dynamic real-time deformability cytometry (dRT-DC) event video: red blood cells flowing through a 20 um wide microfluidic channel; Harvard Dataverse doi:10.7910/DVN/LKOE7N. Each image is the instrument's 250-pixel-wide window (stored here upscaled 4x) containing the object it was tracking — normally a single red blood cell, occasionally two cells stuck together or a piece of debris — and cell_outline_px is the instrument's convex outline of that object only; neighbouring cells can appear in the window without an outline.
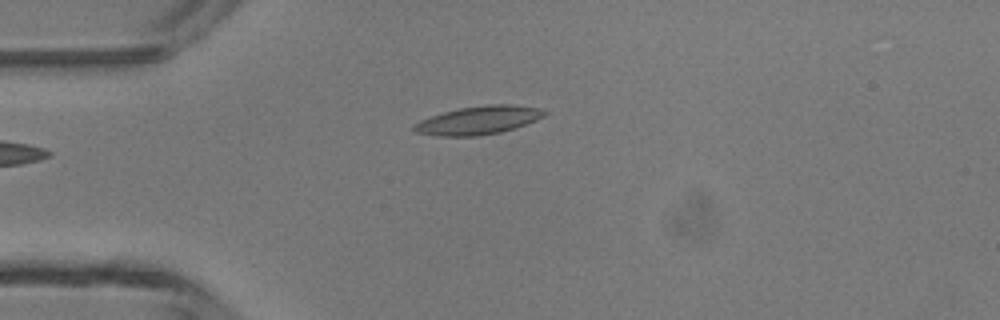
{"species": "common noctule bat (a hibernating species)", "species_latin": "Nyctalus noctula", "temperature_condition": "room temperature", "stored_images_in_passage": 32, "camera_frame_rate_fps": 3000, "um_per_image_px": 0.085, "animal": {"sex": "male", "body_mass_g": 13.3}, "frame": {"image": 1, "passage_image": 1, "time_ms": 0.0, "image_size_px": [1000, 320], "cell_outline_px": [[548, 112], [544, 116], [536, 120], [500, 132], [480, 136], [436, 136], [416, 132], [412, 128], [412, 124], [420, 120], [444, 112], [460, 108], [488, 104], [512, 104], [540, 108]], "centroid_in_image_um": [40.65, 10.22], "position_along_channel_um": 44.3, "area_um2": 21.44}}
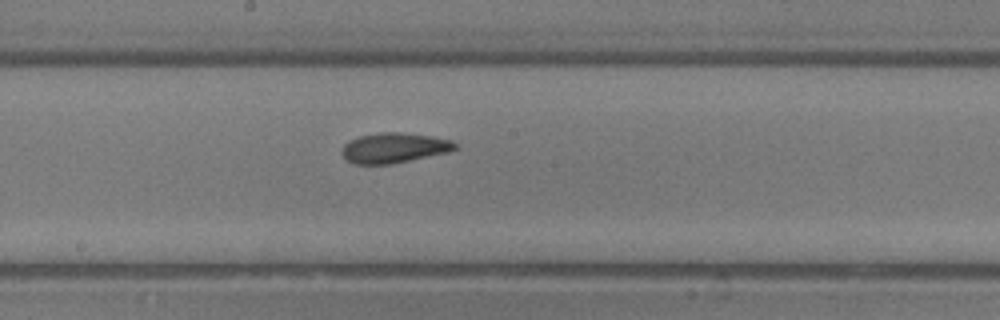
{"frame": {"image": 2, "passage_image": 14, "time_ms": 4.333, "image_size_px": [1000, 320], "cell_outline_px": [[460, 144], [456, 148], [448, 152], [392, 164], [356, 164], [348, 160], [340, 152], [344, 144], [348, 140], [360, 136], [380, 132], [400, 132], [432, 136], [452, 140]], "centroid_in_image_um": [33.51, 12.56], "position_along_channel_um": 214.7, "area_um2": 19.94}}
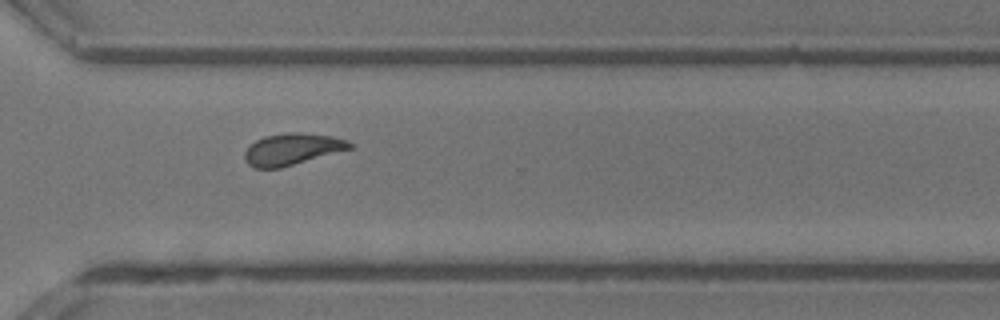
{"frame": {"image": 3, "passage_image": 23, "time_ms": 7.333, "image_size_px": [1000, 320], "cell_outline_px": [[352, 148], [280, 168], [256, 168], [248, 164], [244, 160], [244, 152], [256, 140], [264, 136], [284, 132], [300, 132], [332, 136], [348, 140], [352, 144]], "centroid_in_image_um": [24.82, 12.67], "position_along_channel_um": 345.8, "area_um2": 19.31}, "authors_computed_cell_mechanics": {"area_um2": 19.6809, "velocity_mm_per_s": 4.3889, "shape_relaxation_time_tau1_ms": null, "shape_relaxation_time_tau2_ms": 2.3089, "deformation_change_tau1": null, "deformation_change_tau2": 0.0907}}